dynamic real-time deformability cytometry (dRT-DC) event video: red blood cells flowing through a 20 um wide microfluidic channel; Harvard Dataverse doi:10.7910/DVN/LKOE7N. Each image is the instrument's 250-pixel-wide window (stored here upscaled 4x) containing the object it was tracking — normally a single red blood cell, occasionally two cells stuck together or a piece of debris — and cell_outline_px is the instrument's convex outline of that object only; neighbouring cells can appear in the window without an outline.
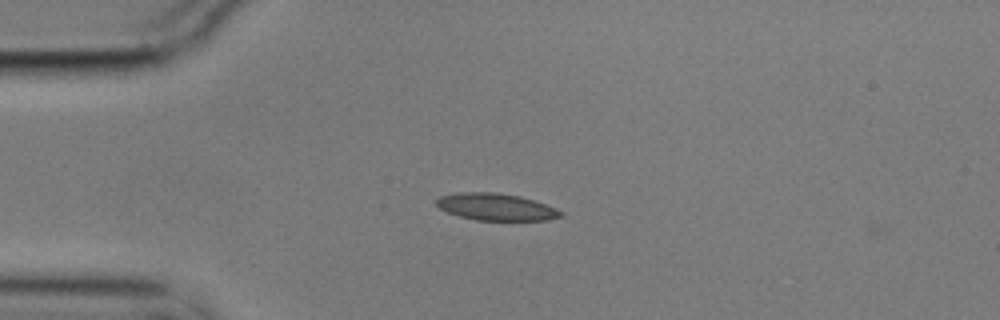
{"species": "common noctule bat (a hibernating species)", "species_latin": "Nyctalus noctula", "temperature_condition": "cold", "stored_images_in_passage": 3, "camera_frame_rate_fps": 3000, "um_per_image_px": 0.085, "animal": {"sex": "male", "body_mass_g": 17.9}, "frame": {"image": 1, "passage_image": 2, "time_ms": 0.333, "image_size_px": [1000, 320], "cell_outline_px": [[564, 216], [548, 220], [476, 220], [460, 216], [448, 212], [440, 208], [436, 204], [436, 200], [440, 196], [456, 192], [496, 192], [520, 196], [556, 208], [564, 212]], "centroid_in_image_um": [42.17, 17.58], "position_along_channel_um": 42.8, "area_um2": 19.54}}